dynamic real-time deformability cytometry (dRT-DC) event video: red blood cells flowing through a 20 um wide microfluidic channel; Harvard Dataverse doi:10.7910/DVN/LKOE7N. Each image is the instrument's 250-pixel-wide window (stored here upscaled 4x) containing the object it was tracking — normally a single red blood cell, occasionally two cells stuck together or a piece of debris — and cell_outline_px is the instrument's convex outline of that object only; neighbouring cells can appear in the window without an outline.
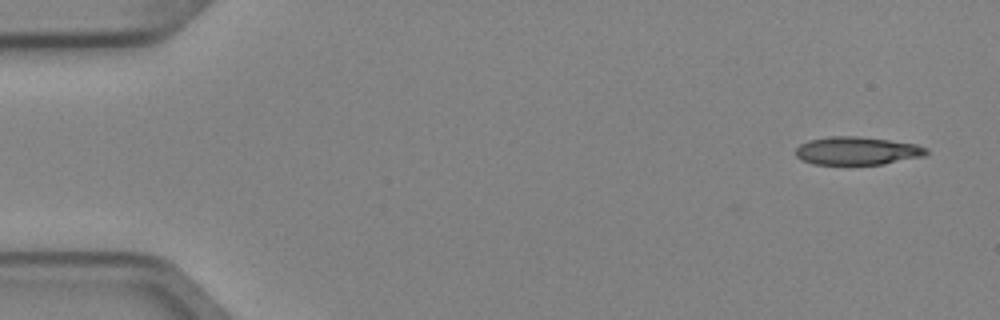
{"species": "Egyptian fruit bat (a non-hibernating species)", "species_latin": "Rousettus aegyptiacus", "temperature_condition": "cold", "stored_images_in_passage": 7, "camera_frame_rate_fps": 3000, "um_per_image_px": 0.085, "animal": {"sex": "female"}, "frame": {"image": 1, "passage_image": 1, "time_ms": 0.0, "image_size_px": [1000, 320], "cell_outline_px": [[928, 156], [884, 164], [812, 164], [796, 156], [796, 148], [800, 144], [808, 140], [832, 136], [856, 136], [888, 140], [916, 144], [928, 148]], "centroid_in_image_um": [72.9, 12.82], "position_along_channel_um": 12.1, "area_um2": 21.44}}
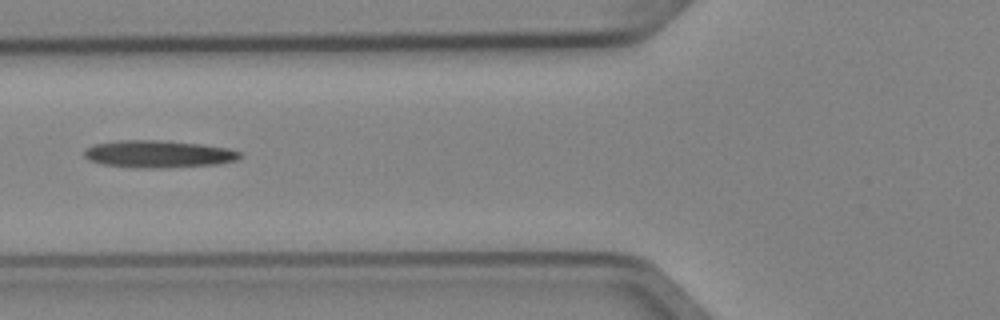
{"frame": {"image": 2, "passage_image": 6, "time_ms": 1.667, "image_size_px": [1000, 320], "cell_outline_px": [[240, 156], [236, 160], [220, 164], [160, 168], [144, 168], [104, 164], [88, 160], [84, 156], [84, 148], [92, 144], [120, 140], [160, 140], [204, 144], [228, 148], [240, 152]], "centroid_in_image_um": [13.45, 13.08], "position_along_channel_um": 112.4, "area_um2": 24.85}}
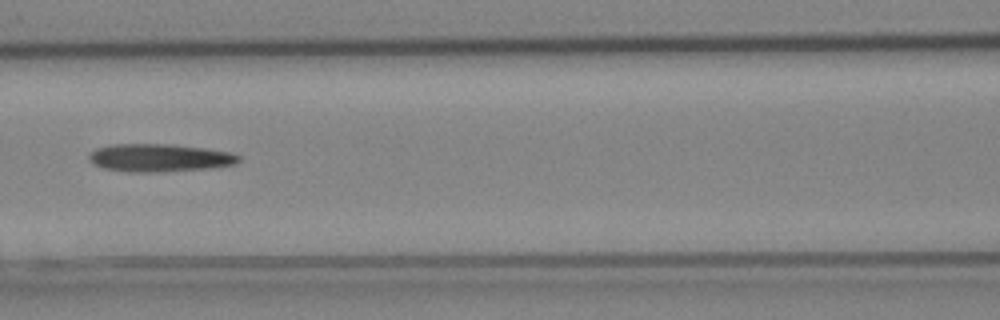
{"frame": {"image": 3, "passage_image": 7, "time_ms": 2.0, "image_size_px": [1000, 320], "cell_outline_px": [[240, 160], [236, 164], [208, 168], [156, 172], [128, 172], [104, 168], [88, 160], [88, 156], [96, 148], [112, 144], [172, 144], [208, 148], [228, 152], [240, 156]], "centroid_in_image_um": [13.56, 13.4], "position_along_channel_um": 153.0, "area_um2": 24.28}}